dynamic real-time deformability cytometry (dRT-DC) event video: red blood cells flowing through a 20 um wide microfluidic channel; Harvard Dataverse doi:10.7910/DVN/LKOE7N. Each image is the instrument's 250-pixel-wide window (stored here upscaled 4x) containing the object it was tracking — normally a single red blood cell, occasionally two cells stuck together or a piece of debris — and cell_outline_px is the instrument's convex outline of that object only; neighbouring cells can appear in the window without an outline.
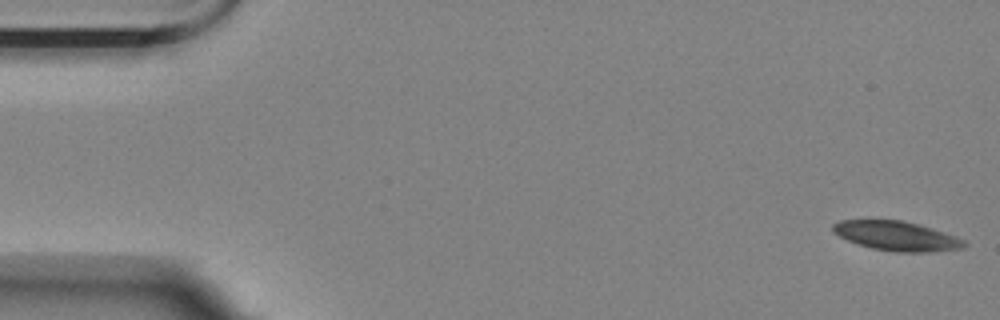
{"species": "Egyptian fruit bat (a non-hibernating species)", "species_latin": "Rousettus aegyptiacus", "temperature_condition": "room temperature", "stored_images_in_passage": 16, "camera_frame_rate_fps": 3000, "um_per_image_px": 0.085, "animal": {"sex": "female"}, "frame": {"image": 1, "passage_image": 1, "time_ms": 0.0, "image_size_px": [1000, 320], "cell_outline_px": [[968, 244], [964, 248], [932, 252], [896, 252], [872, 248], [848, 240], [832, 232], [832, 224], [840, 220], [900, 220], [932, 228], [956, 236], [964, 240]], "centroid_in_image_um": [76.24, 20.06], "position_along_channel_um": 8.8, "area_um2": 22.43}}
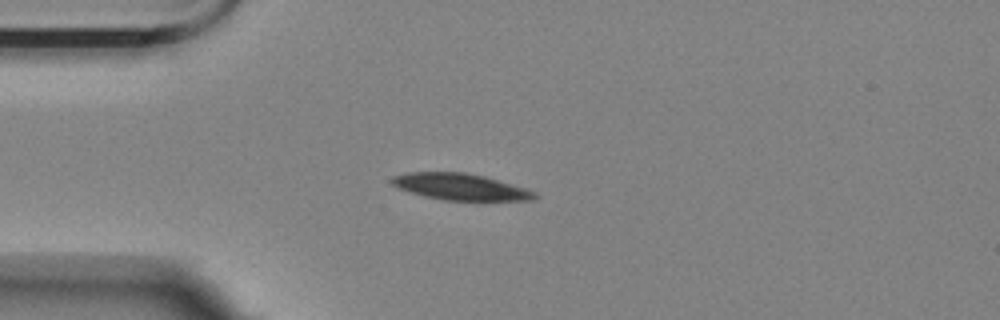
{"frame": {"image": 2, "passage_image": 14, "time_ms": 4.333, "image_size_px": [1000, 320], "cell_outline_px": [[536, 200], [444, 200], [424, 196], [396, 188], [388, 180], [392, 176], [408, 172], [464, 172], [484, 176], [524, 188], [536, 192]], "centroid_in_image_um": [39.06, 15.87], "position_along_channel_um": 45.9, "area_um2": 21.96}}